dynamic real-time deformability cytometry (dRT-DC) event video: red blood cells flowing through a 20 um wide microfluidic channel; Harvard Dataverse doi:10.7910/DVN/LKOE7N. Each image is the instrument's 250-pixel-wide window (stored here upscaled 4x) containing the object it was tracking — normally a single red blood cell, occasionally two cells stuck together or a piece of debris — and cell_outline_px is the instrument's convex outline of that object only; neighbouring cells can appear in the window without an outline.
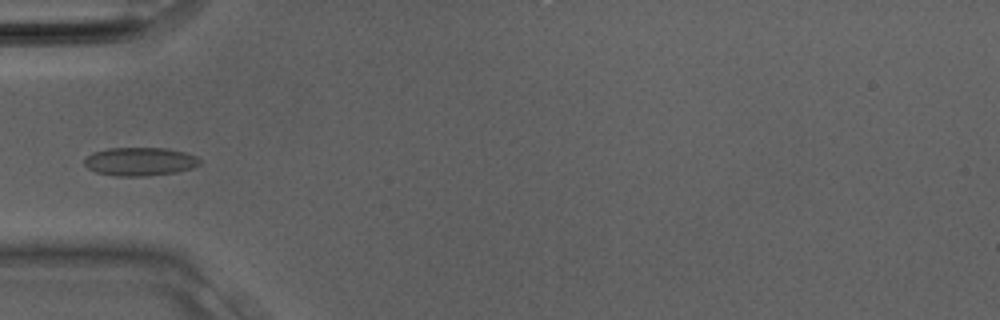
{"species": "Egyptian fruit bat (a non-hibernating species)", "species_latin": "Rousettus aegyptiacus", "temperature_condition": "room temperature", "stored_images_in_passage": 23, "camera_frame_rate_fps": 3000, "um_per_image_px": 0.085, "animal": {"sex": "male"}, "frame": {"image": 1, "passage_image": 2, "time_ms": 0.333, "image_size_px": [1000, 320], "cell_outline_px": [[200, 164], [192, 168], [176, 172], [148, 176], [116, 176], [96, 172], [88, 168], [84, 164], [84, 160], [92, 152], [108, 148], [164, 148], [184, 152], [196, 156], [200, 160]], "centroid_in_image_um": [11.88, 13.73], "position_along_channel_um": 73.1, "area_um2": 19.07}}
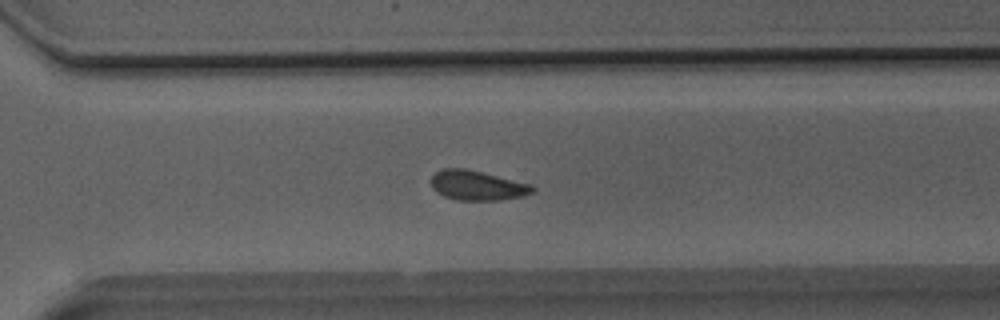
{"frame": {"image": 2, "passage_image": 14, "time_ms": 4.333, "image_size_px": [1000, 320], "cell_outline_px": [[536, 188], [532, 192], [524, 196], [500, 200], [456, 200], [444, 196], [436, 192], [432, 188], [432, 176], [436, 172], [444, 168], [464, 168], [532, 184]], "centroid_in_image_um": [40.57, 15.77], "position_along_channel_um": 330.0, "area_um2": 17.51}}
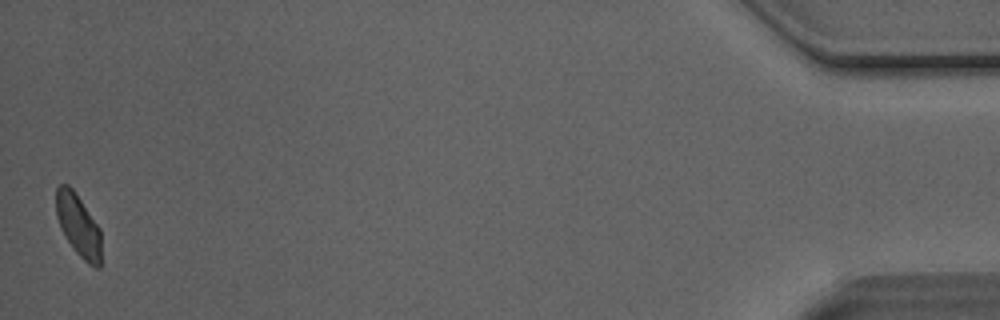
{"frame": {"image": 3, "passage_image": 23, "time_ms": 7.333, "image_size_px": [1000, 320], "cell_outline_px": [[100, 268], [96, 268], [88, 264], [72, 248], [64, 236], [60, 228], [56, 216], [56, 188], [60, 184], [68, 184], [72, 188], [100, 228]], "centroid_in_image_um": [6.64, 19.16], "position_along_channel_um": 428.6, "area_um2": 16.36}}